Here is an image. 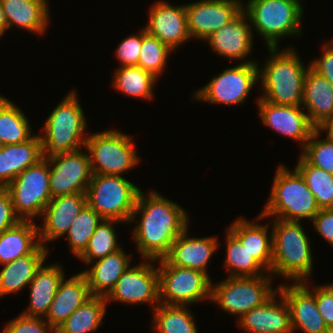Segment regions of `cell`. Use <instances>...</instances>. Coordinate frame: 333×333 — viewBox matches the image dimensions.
Listing matches in <instances>:
<instances>
[{"mask_svg":"<svg viewBox=\"0 0 333 333\" xmlns=\"http://www.w3.org/2000/svg\"><path fill=\"white\" fill-rule=\"evenodd\" d=\"M140 213V214H139ZM138 215L141 218L138 220ZM138 222L132 237L143 259L160 260L169 252L171 245L188 227V214L175 201L156 190L146 194L139 192L129 223Z\"/></svg>","mask_w":333,"mask_h":333,"instance_id":"6da1fadb","label":"cell"},{"mask_svg":"<svg viewBox=\"0 0 333 333\" xmlns=\"http://www.w3.org/2000/svg\"><path fill=\"white\" fill-rule=\"evenodd\" d=\"M292 46L279 50L268 47L270 56L258 67L263 94L259 98L277 105L302 106L304 81L310 64L304 66Z\"/></svg>","mask_w":333,"mask_h":333,"instance_id":"7a4b0ae2","label":"cell"},{"mask_svg":"<svg viewBox=\"0 0 333 333\" xmlns=\"http://www.w3.org/2000/svg\"><path fill=\"white\" fill-rule=\"evenodd\" d=\"M273 257L272 276L294 282L308 281L313 273L311 242L300 221L272 220Z\"/></svg>","mask_w":333,"mask_h":333,"instance_id":"3957f363","label":"cell"},{"mask_svg":"<svg viewBox=\"0 0 333 333\" xmlns=\"http://www.w3.org/2000/svg\"><path fill=\"white\" fill-rule=\"evenodd\" d=\"M266 205L255 221L271 217L288 221L311 220L320 211L316 199L300 172L278 166Z\"/></svg>","mask_w":333,"mask_h":333,"instance_id":"277c9868","label":"cell"},{"mask_svg":"<svg viewBox=\"0 0 333 333\" xmlns=\"http://www.w3.org/2000/svg\"><path fill=\"white\" fill-rule=\"evenodd\" d=\"M77 97L73 89L49 114L41 132L43 135H40L42 158L49 159L85 147L88 123Z\"/></svg>","mask_w":333,"mask_h":333,"instance_id":"5b68a950","label":"cell"},{"mask_svg":"<svg viewBox=\"0 0 333 333\" xmlns=\"http://www.w3.org/2000/svg\"><path fill=\"white\" fill-rule=\"evenodd\" d=\"M243 10L268 47H279L281 38L300 36L304 14L302 3L296 0H248Z\"/></svg>","mask_w":333,"mask_h":333,"instance_id":"8992f818","label":"cell"},{"mask_svg":"<svg viewBox=\"0 0 333 333\" xmlns=\"http://www.w3.org/2000/svg\"><path fill=\"white\" fill-rule=\"evenodd\" d=\"M140 191L123 176L93 174L86 190L87 204L103 219L128 224Z\"/></svg>","mask_w":333,"mask_h":333,"instance_id":"52a82bcc","label":"cell"},{"mask_svg":"<svg viewBox=\"0 0 333 333\" xmlns=\"http://www.w3.org/2000/svg\"><path fill=\"white\" fill-rule=\"evenodd\" d=\"M130 135L115 129L90 134L85 143L92 174L120 175L138 165L140 156Z\"/></svg>","mask_w":333,"mask_h":333,"instance_id":"ba28073f","label":"cell"},{"mask_svg":"<svg viewBox=\"0 0 333 333\" xmlns=\"http://www.w3.org/2000/svg\"><path fill=\"white\" fill-rule=\"evenodd\" d=\"M272 278L271 273L255 277L227 276L218 284H212L210 301L239 319L255 307L263 305L278 291V288H272Z\"/></svg>","mask_w":333,"mask_h":333,"instance_id":"9c48e42d","label":"cell"},{"mask_svg":"<svg viewBox=\"0 0 333 333\" xmlns=\"http://www.w3.org/2000/svg\"><path fill=\"white\" fill-rule=\"evenodd\" d=\"M160 304L190 306L211 300L212 281L204 272L157 260Z\"/></svg>","mask_w":333,"mask_h":333,"instance_id":"30bf717a","label":"cell"},{"mask_svg":"<svg viewBox=\"0 0 333 333\" xmlns=\"http://www.w3.org/2000/svg\"><path fill=\"white\" fill-rule=\"evenodd\" d=\"M49 160L42 158L26 168L5 188L13 202L14 210L21 220H35L52 199L50 192Z\"/></svg>","mask_w":333,"mask_h":333,"instance_id":"8fae6325","label":"cell"},{"mask_svg":"<svg viewBox=\"0 0 333 333\" xmlns=\"http://www.w3.org/2000/svg\"><path fill=\"white\" fill-rule=\"evenodd\" d=\"M258 62L227 68L192 94L194 100L209 104L241 105L258 81Z\"/></svg>","mask_w":333,"mask_h":333,"instance_id":"7c38bea8","label":"cell"},{"mask_svg":"<svg viewBox=\"0 0 333 333\" xmlns=\"http://www.w3.org/2000/svg\"><path fill=\"white\" fill-rule=\"evenodd\" d=\"M157 260L146 259L136 266H129L111 292L105 297L107 303L116 301L126 304L153 305V309L160 304Z\"/></svg>","mask_w":333,"mask_h":333,"instance_id":"4fadbf2b","label":"cell"},{"mask_svg":"<svg viewBox=\"0 0 333 333\" xmlns=\"http://www.w3.org/2000/svg\"><path fill=\"white\" fill-rule=\"evenodd\" d=\"M82 149L49 158L52 198L86 192L92 178L88 152Z\"/></svg>","mask_w":333,"mask_h":333,"instance_id":"5bb4252c","label":"cell"},{"mask_svg":"<svg viewBox=\"0 0 333 333\" xmlns=\"http://www.w3.org/2000/svg\"><path fill=\"white\" fill-rule=\"evenodd\" d=\"M188 32L191 39L204 41L232 21L242 10L240 0H199L185 4Z\"/></svg>","mask_w":333,"mask_h":333,"instance_id":"9a60e30c","label":"cell"},{"mask_svg":"<svg viewBox=\"0 0 333 333\" xmlns=\"http://www.w3.org/2000/svg\"><path fill=\"white\" fill-rule=\"evenodd\" d=\"M262 124L280 135L299 142L302 150L312 133L317 129L304 112L302 106L277 105L261 98L257 100Z\"/></svg>","mask_w":333,"mask_h":333,"instance_id":"2e32d148","label":"cell"},{"mask_svg":"<svg viewBox=\"0 0 333 333\" xmlns=\"http://www.w3.org/2000/svg\"><path fill=\"white\" fill-rule=\"evenodd\" d=\"M148 15L145 31L157 37L173 52L183 43L192 40L188 32L185 4L173 5L163 0L156 1L151 5Z\"/></svg>","mask_w":333,"mask_h":333,"instance_id":"e0dca14e","label":"cell"},{"mask_svg":"<svg viewBox=\"0 0 333 333\" xmlns=\"http://www.w3.org/2000/svg\"><path fill=\"white\" fill-rule=\"evenodd\" d=\"M280 284L278 291L283 295L290 309L291 328L295 333H328V326L318 312L314 293L304 282Z\"/></svg>","mask_w":333,"mask_h":333,"instance_id":"ac0fdd59","label":"cell"},{"mask_svg":"<svg viewBox=\"0 0 333 333\" xmlns=\"http://www.w3.org/2000/svg\"><path fill=\"white\" fill-rule=\"evenodd\" d=\"M249 18L242 10L232 21L211 34L204 41L209 43L213 52L232 60H244L242 63H254L256 60H246L252 52L253 37Z\"/></svg>","mask_w":333,"mask_h":333,"instance_id":"d6986e66","label":"cell"},{"mask_svg":"<svg viewBox=\"0 0 333 333\" xmlns=\"http://www.w3.org/2000/svg\"><path fill=\"white\" fill-rule=\"evenodd\" d=\"M86 204V192L52 198L41 214L44 216L42 228L38 225L40 244L47 247L46 243L66 235L72 222Z\"/></svg>","mask_w":333,"mask_h":333,"instance_id":"ffe728a7","label":"cell"},{"mask_svg":"<svg viewBox=\"0 0 333 333\" xmlns=\"http://www.w3.org/2000/svg\"><path fill=\"white\" fill-rule=\"evenodd\" d=\"M276 294L279 295V301L276 300ZM237 321L239 327L247 333H293L290 309L279 291L263 305L245 313Z\"/></svg>","mask_w":333,"mask_h":333,"instance_id":"44dd1931","label":"cell"},{"mask_svg":"<svg viewBox=\"0 0 333 333\" xmlns=\"http://www.w3.org/2000/svg\"><path fill=\"white\" fill-rule=\"evenodd\" d=\"M188 227L171 245L164 259L170 264L207 273L208 262L219 247L218 238L189 237Z\"/></svg>","mask_w":333,"mask_h":333,"instance_id":"7402d4cb","label":"cell"},{"mask_svg":"<svg viewBox=\"0 0 333 333\" xmlns=\"http://www.w3.org/2000/svg\"><path fill=\"white\" fill-rule=\"evenodd\" d=\"M91 297L88 282L82 272L60 282L44 319L55 329Z\"/></svg>","mask_w":333,"mask_h":333,"instance_id":"603a6c76","label":"cell"},{"mask_svg":"<svg viewBox=\"0 0 333 333\" xmlns=\"http://www.w3.org/2000/svg\"><path fill=\"white\" fill-rule=\"evenodd\" d=\"M7 18V30L11 27L25 29L35 34H44L50 23L47 0H0Z\"/></svg>","mask_w":333,"mask_h":333,"instance_id":"cb8c5ba5","label":"cell"},{"mask_svg":"<svg viewBox=\"0 0 333 333\" xmlns=\"http://www.w3.org/2000/svg\"><path fill=\"white\" fill-rule=\"evenodd\" d=\"M264 225L238 217L228 229L241 241L252 257L268 272L272 268L273 233Z\"/></svg>","mask_w":333,"mask_h":333,"instance_id":"d4e9b609","label":"cell"},{"mask_svg":"<svg viewBox=\"0 0 333 333\" xmlns=\"http://www.w3.org/2000/svg\"><path fill=\"white\" fill-rule=\"evenodd\" d=\"M302 107L317 129L333 115V85L311 67L306 71Z\"/></svg>","mask_w":333,"mask_h":333,"instance_id":"484cf974","label":"cell"},{"mask_svg":"<svg viewBox=\"0 0 333 333\" xmlns=\"http://www.w3.org/2000/svg\"><path fill=\"white\" fill-rule=\"evenodd\" d=\"M48 250V247L40 244L31 254L3 264L0 271V297L26 288L49 256Z\"/></svg>","mask_w":333,"mask_h":333,"instance_id":"4316f807","label":"cell"},{"mask_svg":"<svg viewBox=\"0 0 333 333\" xmlns=\"http://www.w3.org/2000/svg\"><path fill=\"white\" fill-rule=\"evenodd\" d=\"M130 258L121 248L104 258L89 263L93 266L81 272L87 279L91 296L106 297L124 271L131 265Z\"/></svg>","mask_w":333,"mask_h":333,"instance_id":"83f0119b","label":"cell"},{"mask_svg":"<svg viewBox=\"0 0 333 333\" xmlns=\"http://www.w3.org/2000/svg\"><path fill=\"white\" fill-rule=\"evenodd\" d=\"M42 264L35 277L29 283L30 300L28 309L22 312L26 316L45 317L50 304L58 290L60 282L66 275L60 264L49 266Z\"/></svg>","mask_w":333,"mask_h":333,"instance_id":"f1b7e54d","label":"cell"},{"mask_svg":"<svg viewBox=\"0 0 333 333\" xmlns=\"http://www.w3.org/2000/svg\"><path fill=\"white\" fill-rule=\"evenodd\" d=\"M42 159L40 135L20 144L3 145L0 150V187H6L20 173Z\"/></svg>","mask_w":333,"mask_h":333,"instance_id":"f546056e","label":"cell"},{"mask_svg":"<svg viewBox=\"0 0 333 333\" xmlns=\"http://www.w3.org/2000/svg\"><path fill=\"white\" fill-rule=\"evenodd\" d=\"M39 245L36 220H21L0 234V265L31 254Z\"/></svg>","mask_w":333,"mask_h":333,"instance_id":"4dcf8cb0","label":"cell"},{"mask_svg":"<svg viewBox=\"0 0 333 333\" xmlns=\"http://www.w3.org/2000/svg\"><path fill=\"white\" fill-rule=\"evenodd\" d=\"M107 304L105 297L91 296L56 328V333L95 332L103 324Z\"/></svg>","mask_w":333,"mask_h":333,"instance_id":"1f68e13d","label":"cell"},{"mask_svg":"<svg viewBox=\"0 0 333 333\" xmlns=\"http://www.w3.org/2000/svg\"><path fill=\"white\" fill-rule=\"evenodd\" d=\"M112 86L123 95L143 100L154 97L157 78L139 66H123L115 70Z\"/></svg>","mask_w":333,"mask_h":333,"instance_id":"d6a6232c","label":"cell"},{"mask_svg":"<svg viewBox=\"0 0 333 333\" xmlns=\"http://www.w3.org/2000/svg\"><path fill=\"white\" fill-rule=\"evenodd\" d=\"M225 266L230 277H255L268 272L252 257L241 241L227 228ZM261 271V272H260Z\"/></svg>","mask_w":333,"mask_h":333,"instance_id":"836d02e7","label":"cell"},{"mask_svg":"<svg viewBox=\"0 0 333 333\" xmlns=\"http://www.w3.org/2000/svg\"><path fill=\"white\" fill-rule=\"evenodd\" d=\"M189 306L159 304L153 309L152 327L157 333H198Z\"/></svg>","mask_w":333,"mask_h":333,"instance_id":"e575fe53","label":"cell"},{"mask_svg":"<svg viewBox=\"0 0 333 333\" xmlns=\"http://www.w3.org/2000/svg\"><path fill=\"white\" fill-rule=\"evenodd\" d=\"M30 122L24 112L8 100L0 107V141L3 145L20 144L30 140Z\"/></svg>","mask_w":333,"mask_h":333,"instance_id":"d590c367","label":"cell"},{"mask_svg":"<svg viewBox=\"0 0 333 333\" xmlns=\"http://www.w3.org/2000/svg\"><path fill=\"white\" fill-rule=\"evenodd\" d=\"M295 168L304 178L320 209L333 208V175L310 165L301 155Z\"/></svg>","mask_w":333,"mask_h":333,"instance_id":"8d00e7d4","label":"cell"},{"mask_svg":"<svg viewBox=\"0 0 333 333\" xmlns=\"http://www.w3.org/2000/svg\"><path fill=\"white\" fill-rule=\"evenodd\" d=\"M102 220L103 218L88 204L74 219L66 233V239L69 250L75 257L78 258L86 250L91 236Z\"/></svg>","mask_w":333,"mask_h":333,"instance_id":"74e56055","label":"cell"},{"mask_svg":"<svg viewBox=\"0 0 333 333\" xmlns=\"http://www.w3.org/2000/svg\"><path fill=\"white\" fill-rule=\"evenodd\" d=\"M114 223L121 224L123 222L103 219L91 236L86 250L78 259L89 264L120 250L122 247L118 245Z\"/></svg>","mask_w":333,"mask_h":333,"instance_id":"f35d334b","label":"cell"},{"mask_svg":"<svg viewBox=\"0 0 333 333\" xmlns=\"http://www.w3.org/2000/svg\"><path fill=\"white\" fill-rule=\"evenodd\" d=\"M173 50L163 44L157 37L150 35L143 28V38L138 59V66L160 79L166 68L167 60Z\"/></svg>","mask_w":333,"mask_h":333,"instance_id":"ab89813d","label":"cell"},{"mask_svg":"<svg viewBox=\"0 0 333 333\" xmlns=\"http://www.w3.org/2000/svg\"><path fill=\"white\" fill-rule=\"evenodd\" d=\"M319 129H316L310 139L306 142L301 150V156L310 164L317 168L323 169L333 175V140L319 138Z\"/></svg>","mask_w":333,"mask_h":333,"instance_id":"60d3db41","label":"cell"},{"mask_svg":"<svg viewBox=\"0 0 333 333\" xmlns=\"http://www.w3.org/2000/svg\"><path fill=\"white\" fill-rule=\"evenodd\" d=\"M2 333H56L43 317L26 316L24 314L7 322Z\"/></svg>","mask_w":333,"mask_h":333,"instance_id":"b9f144b4","label":"cell"},{"mask_svg":"<svg viewBox=\"0 0 333 333\" xmlns=\"http://www.w3.org/2000/svg\"><path fill=\"white\" fill-rule=\"evenodd\" d=\"M143 38V28L139 34H132L125 39H122L117 49L115 56L120 61L119 67L123 66H138L140 56L141 43Z\"/></svg>","mask_w":333,"mask_h":333,"instance_id":"7bdbcfd3","label":"cell"},{"mask_svg":"<svg viewBox=\"0 0 333 333\" xmlns=\"http://www.w3.org/2000/svg\"><path fill=\"white\" fill-rule=\"evenodd\" d=\"M318 312L323 317L328 328L333 326V282L330 284L313 286Z\"/></svg>","mask_w":333,"mask_h":333,"instance_id":"ee69618b","label":"cell"},{"mask_svg":"<svg viewBox=\"0 0 333 333\" xmlns=\"http://www.w3.org/2000/svg\"><path fill=\"white\" fill-rule=\"evenodd\" d=\"M20 221L8 190L5 187H0V234Z\"/></svg>","mask_w":333,"mask_h":333,"instance_id":"f6af8a7d","label":"cell"},{"mask_svg":"<svg viewBox=\"0 0 333 333\" xmlns=\"http://www.w3.org/2000/svg\"><path fill=\"white\" fill-rule=\"evenodd\" d=\"M322 51L320 58L310 62V67L333 85V41L325 42Z\"/></svg>","mask_w":333,"mask_h":333,"instance_id":"bcb514c9","label":"cell"},{"mask_svg":"<svg viewBox=\"0 0 333 333\" xmlns=\"http://www.w3.org/2000/svg\"><path fill=\"white\" fill-rule=\"evenodd\" d=\"M311 222L319 235L333 247V208L320 209Z\"/></svg>","mask_w":333,"mask_h":333,"instance_id":"7dc6e473","label":"cell"},{"mask_svg":"<svg viewBox=\"0 0 333 333\" xmlns=\"http://www.w3.org/2000/svg\"><path fill=\"white\" fill-rule=\"evenodd\" d=\"M318 129L323 132L326 131V136L333 140V115Z\"/></svg>","mask_w":333,"mask_h":333,"instance_id":"c3c4849f","label":"cell"},{"mask_svg":"<svg viewBox=\"0 0 333 333\" xmlns=\"http://www.w3.org/2000/svg\"><path fill=\"white\" fill-rule=\"evenodd\" d=\"M7 31V18L5 12L2 10L0 2V39Z\"/></svg>","mask_w":333,"mask_h":333,"instance_id":"681fc988","label":"cell"},{"mask_svg":"<svg viewBox=\"0 0 333 333\" xmlns=\"http://www.w3.org/2000/svg\"><path fill=\"white\" fill-rule=\"evenodd\" d=\"M9 99L0 94V107L3 106Z\"/></svg>","mask_w":333,"mask_h":333,"instance_id":"f907efd6","label":"cell"},{"mask_svg":"<svg viewBox=\"0 0 333 333\" xmlns=\"http://www.w3.org/2000/svg\"><path fill=\"white\" fill-rule=\"evenodd\" d=\"M328 333H333V326L329 328Z\"/></svg>","mask_w":333,"mask_h":333,"instance_id":"816d5d0a","label":"cell"},{"mask_svg":"<svg viewBox=\"0 0 333 333\" xmlns=\"http://www.w3.org/2000/svg\"><path fill=\"white\" fill-rule=\"evenodd\" d=\"M2 146H3V144H2L1 141H0V150H1Z\"/></svg>","mask_w":333,"mask_h":333,"instance_id":"f5cc1de1","label":"cell"}]
</instances>
